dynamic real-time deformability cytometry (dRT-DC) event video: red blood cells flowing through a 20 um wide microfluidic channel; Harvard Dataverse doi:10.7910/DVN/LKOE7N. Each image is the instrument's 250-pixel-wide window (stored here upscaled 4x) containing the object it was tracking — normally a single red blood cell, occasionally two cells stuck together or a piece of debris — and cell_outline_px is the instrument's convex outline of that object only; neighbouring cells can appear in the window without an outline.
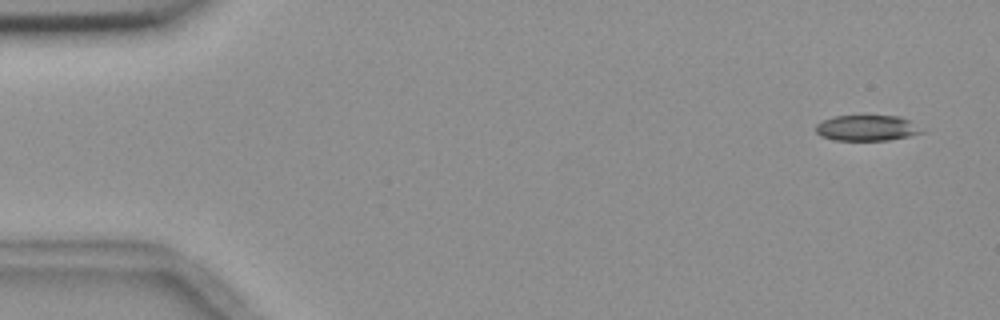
{"species": "common noctule bat (a hibernating species)", "species_latin": "Nyctalus noctula", "temperature_condition": "room temperature", "stored_images_in_passage": 5, "segment_of_instrument_passage": [1, 2], "camera_frame_rate_fps": 3000, "um_per_image_px": 0.085, "animal": {"sex": "female", "body_mass_g": 18.4}, "frame": {"image": 1, "passage_image": 1, "time_ms": 0.0, "image_size_px": [1000, 320], "cell_outline_px": [[924, 132], [908, 136], [888, 140], [832, 140], [820, 136], [816, 132], [816, 124], [832, 116], [900, 116], [908, 120]], "centroid_in_image_um": [73.62, 10.88], "position_along_channel_um": 11.4, "area_um2": 15.66}}